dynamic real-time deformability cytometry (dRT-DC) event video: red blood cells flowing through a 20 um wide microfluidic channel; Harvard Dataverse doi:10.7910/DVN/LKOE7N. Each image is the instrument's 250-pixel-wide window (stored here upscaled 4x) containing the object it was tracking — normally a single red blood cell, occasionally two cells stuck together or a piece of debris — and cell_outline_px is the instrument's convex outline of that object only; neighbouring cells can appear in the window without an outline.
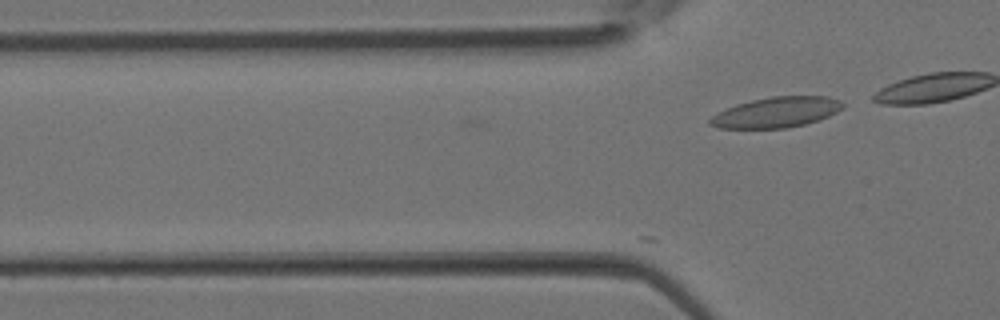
{"species": "Egyptian fruit bat (a non-hibernating species)", "species_latin": "Rousettus aegyptiacus", "temperature_condition": "room temperature", "stored_images_in_passage": 3, "camera_frame_rate_fps": 3000, "um_per_image_px": 0.085, "animal": {"sex": "female"}, "frame": {"image": 1, "passage_image": 3, "time_ms": 0.667, "image_size_px": [1000, 320], "cell_outline_px": [[844, 108], [828, 116], [804, 124], [788, 128], [720, 128], [708, 124], [708, 120], [716, 112], [736, 104], [752, 100], [772, 96], [828, 96], [840, 100], [844, 104]], "centroid_in_image_um": [65.98, 9.54], "position_along_channel_um": 59.8, "area_um2": 23.58}}